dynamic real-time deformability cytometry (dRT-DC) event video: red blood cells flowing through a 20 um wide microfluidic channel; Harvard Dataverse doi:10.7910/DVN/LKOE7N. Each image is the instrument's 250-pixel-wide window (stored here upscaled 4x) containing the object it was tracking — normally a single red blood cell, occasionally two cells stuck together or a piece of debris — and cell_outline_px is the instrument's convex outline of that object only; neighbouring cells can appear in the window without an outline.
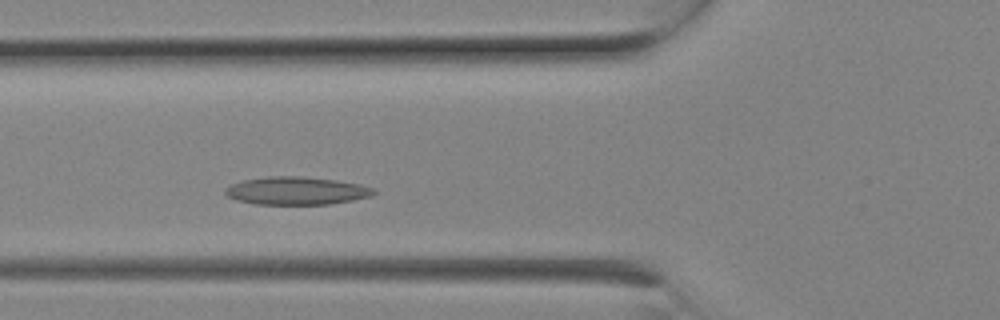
{"species": "Egyptian fruit bat (a non-hibernating species)", "species_latin": "Rousettus aegyptiacus", "temperature_condition": "room temperature", "stored_images_in_passage": 6, "camera_frame_rate_fps": 3000, "um_per_image_px": 0.085, "animal": {"sex": "female"}, "frame": {"image": 1, "passage_image": 5, "time_ms": 1.333, "image_size_px": [1000, 320], "cell_outline_px": [[376, 192], [372, 196], [332, 204], [252, 204], [236, 200], [228, 196], [224, 192], [224, 188], [232, 184], [244, 180], [268, 176], [300, 176], [336, 180], [360, 184], [376, 188]], "centroid_in_image_um": [25.21, 16.21], "position_along_channel_um": 100.6, "area_um2": 24.28}}
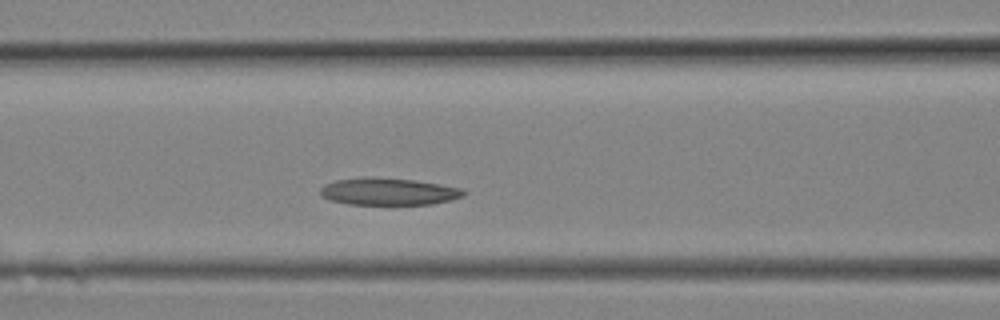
{"frame": {"image": 2, "passage_image": 6, "time_ms": 1.667, "image_size_px": [1000, 320], "cell_outline_px": [[468, 192], [464, 196], [452, 200], [432, 204], [348, 204], [328, 200], [320, 196], [320, 188], [324, 184], [336, 180], [364, 176], [412, 180], [440, 184], [464, 188]], "centroid_in_image_um": [33.02, 16.28], "position_along_channel_um": 133.6, "area_um2": 22.95}}